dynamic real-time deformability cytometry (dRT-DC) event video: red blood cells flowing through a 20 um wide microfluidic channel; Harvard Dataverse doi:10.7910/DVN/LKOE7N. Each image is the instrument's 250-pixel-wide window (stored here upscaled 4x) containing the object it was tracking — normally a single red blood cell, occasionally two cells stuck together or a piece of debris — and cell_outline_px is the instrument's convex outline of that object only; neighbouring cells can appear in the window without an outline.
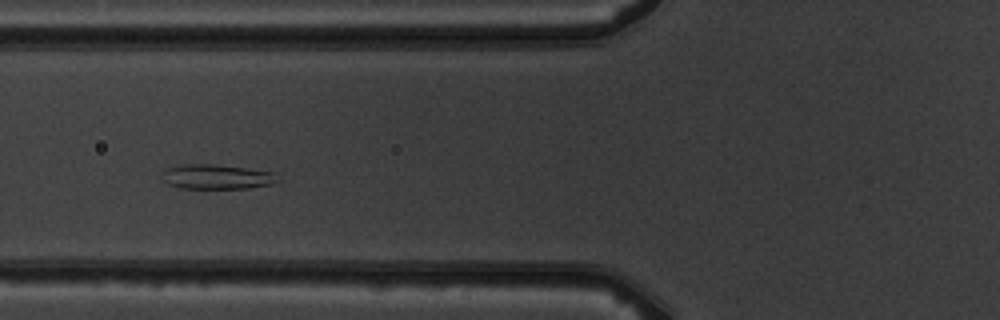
{"species": "common noctule bat (a hibernating species)", "species_latin": "Nyctalus noctula", "temperature_condition": "warm", "stored_images_in_passage": 6, "camera_frame_rate_fps": 3000, "um_per_image_px": 0.085, "animal": {"sex": "male", "body_mass_g": 19.5, "forearm_length_mm": 54.6}, "frame": {"image": 1, "passage_image": 5, "time_ms": 4.667, "image_size_px": [1000, 320], "cell_outline_px": [[276, 180], [272, 184], [248, 188], [180, 188], [168, 184], [164, 180], [160, 172], [168, 168], [180, 164], [212, 164], [248, 168], [272, 172]], "centroid_in_image_um": [18.34, 15.02], "position_along_channel_um": 107.5, "area_um2": 16.47}}